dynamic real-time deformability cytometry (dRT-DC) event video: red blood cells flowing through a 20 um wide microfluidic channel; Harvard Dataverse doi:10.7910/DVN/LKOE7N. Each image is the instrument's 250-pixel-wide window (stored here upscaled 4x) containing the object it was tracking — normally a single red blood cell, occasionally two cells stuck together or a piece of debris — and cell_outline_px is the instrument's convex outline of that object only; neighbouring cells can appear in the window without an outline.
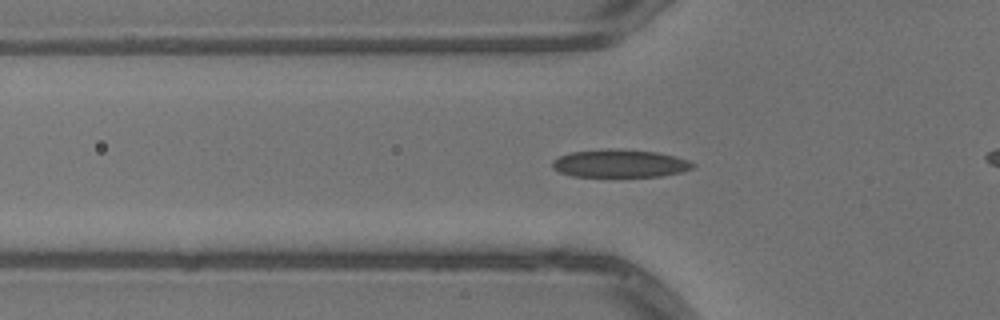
{"species": "common noctule bat (a hibernating species)", "species_latin": "Nyctalus noctula", "temperature_condition": "warm", "stored_images_in_passage": 31, "camera_frame_rate_fps": 3000, "um_per_image_px": 0.085, "animal": {"sex": "male", "body_mass_g": 13.3}, "frame": {"image": 1, "passage_image": 4, "time_ms": 1.0, "image_size_px": [1000, 320], "cell_outline_px": [[696, 164], [692, 168], [680, 172], [660, 176], [572, 176], [560, 172], [552, 168], [552, 160], [560, 156], [572, 152], [608, 148], [656, 152], [676, 156], [688, 160]], "centroid_in_image_um": [52.68, 13.89], "position_along_channel_um": 73.1, "area_um2": 22.66}}
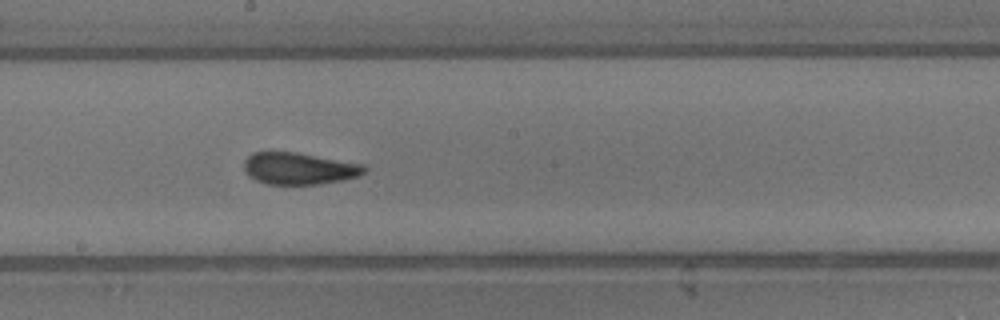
{"frame": {"image": 2, "passage_image": 15, "time_ms": 4.667, "image_size_px": [1000, 320], "cell_outline_px": [[368, 168], [360, 176], [344, 180], [316, 184], [264, 184], [248, 176], [244, 172], [244, 160], [252, 152], [296, 152], [364, 164]], "centroid_in_image_um": [25.42, 14.32], "position_along_channel_um": 222.8, "area_um2": 22.54}}
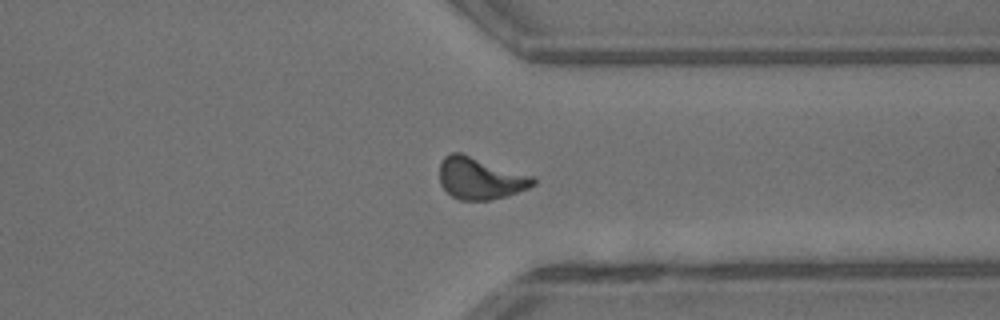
{"frame": {"image": 3, "passage_image": 26, "time_ms": 8.333, "image_size_px": [1000, 320], "cell_outline_px": [[536, 184], [528, 188], [504, 196], [488, 200], [460, 200], [452, 196], [440, 184], [440, 164], [444, 156], [452, 152], [460, 152], [532, 176], [536, 180]], "centroid_in_image_um": [40.79, 15.15], "position_along_channel_um": 370.6, "area_um2": 22.54}}